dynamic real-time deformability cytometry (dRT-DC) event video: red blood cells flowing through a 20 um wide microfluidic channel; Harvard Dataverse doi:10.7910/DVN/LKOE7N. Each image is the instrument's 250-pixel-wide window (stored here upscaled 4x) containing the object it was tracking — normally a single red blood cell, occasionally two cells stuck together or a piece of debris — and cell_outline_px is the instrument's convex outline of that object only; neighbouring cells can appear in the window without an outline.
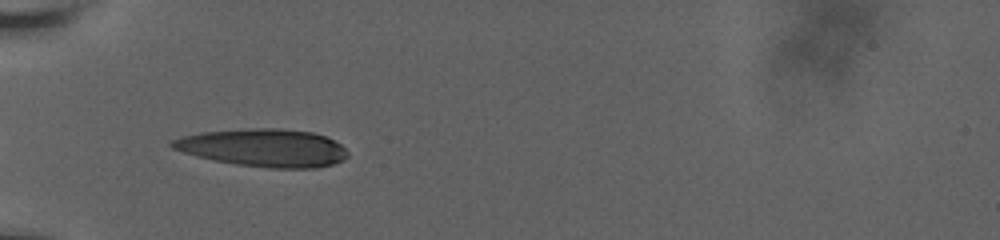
{"species": "human", "species_latin": "Homo sapiens", "temperature_condition": "room temperature", "stored_images_in_passage": 12, "camera_frame_rate_fps": 3000, "um_per_image_px": 0.085, "donor": {"sex": "male"}, "frame": {"image": 1, "passage_image": 1, "time_ms": 0.0, "image_size_px": [1000, 240], "cell_outline_px": [[348, 156], [344, 160], [332, 164], [316, 168], [268, 168], [236, 164], [196, 156], [172, 148], [168, 144], [172, 140], [180, 136], [200, 132], [256, 128], [276, 128], [312, 132], [324, 136], [340, 144], [348, 152]], "centroid_in_image_um": [22.39, 12.56], "position_along_channel_um": 62.6, "area_um2": 38.55}}
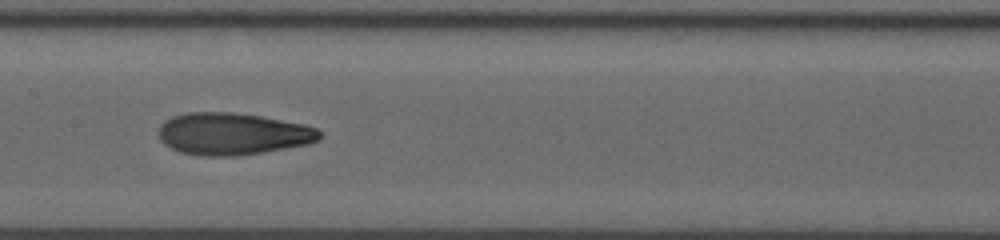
{"frame": {"image": 2, "passage_image": 8, "time_ms": 3.667, "image_size_px": [1000, 240], "cell_outline_px": [[320, 140], [308, 144], [264, 152], [240, 156], [200, 156], [180, 152], [164, 144], [160, 140], [160, 124], [164, 120], [172, 116], [188, 112], [236, 112], [260, 116], [304, 124], [316, 128], [320, 132]], "centroid_in_image_um": [19.77, 11.38], "position_along_channel_um": 187.6, "area_um2": 39.65}}
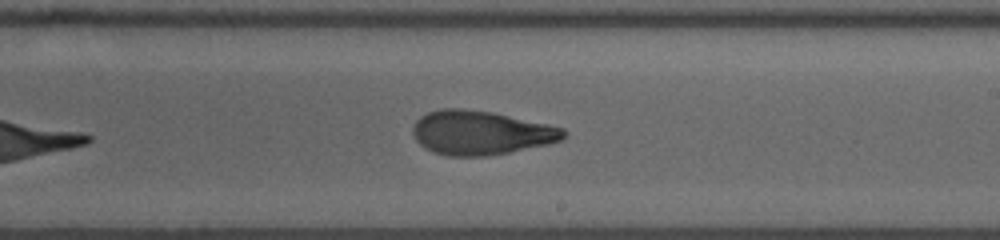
{"frame": {"image": 3, "passage_image": 11, "time_ms": 5.333, "image_size_px": [1000, 240], "cell_outline_px": [[568, 132], [560, 140], [548, 144], [508, 152], [484, 156], [448, 156], [432, 152], [424, 148], [416, 140], [412, 132], [412, 128], [416, 120], [420, 116], [428, 112], [440, 108], [464, 108], [492, 112], [548, 124], [564, 128]], "centroid_in_image_um": [40.83, 11.27], "position_along_channel_um": 248.2, "area_um2": 38.78}}